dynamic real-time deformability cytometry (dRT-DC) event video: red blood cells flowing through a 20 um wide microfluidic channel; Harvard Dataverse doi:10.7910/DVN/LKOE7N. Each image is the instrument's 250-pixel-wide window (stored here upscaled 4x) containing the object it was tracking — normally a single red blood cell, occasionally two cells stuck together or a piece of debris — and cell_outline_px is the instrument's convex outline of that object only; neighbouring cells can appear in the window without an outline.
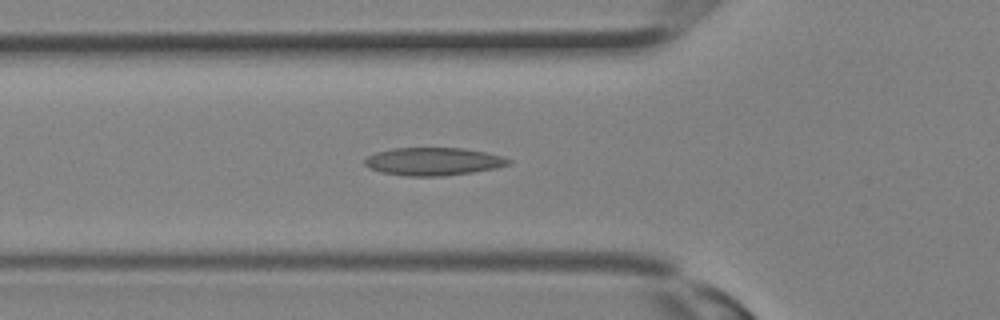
{"species": "Egyptian fruit bat (a non-hibernating species)", "species_latin": "Rousettus aegyptiacus", "temperature_condition": "room temperature", "stored_images_in_passage": 12, "camera_frame_rate_fps": 3000, "um_per_image_px": 0.085, "animal": {"sex": "female"}, "frame": {"image": 1, "passage_image": 4, "time_ms": 1.0, "image_size_px": [1000, 320], "cell_outline_px": [[512, 160], [508, 164], [496, 168], [472, 172], [444, 176], [408, 176], [380, 172], [368, 168], [364, 164], [364, 160], [368, 156], [376, 152], [392, 148], [464, 148], [488, 152]], "centroid_in_image_um": [36.81, 13.72], "position_along_channel_um": 89.0, "area_um2": 23.41}}
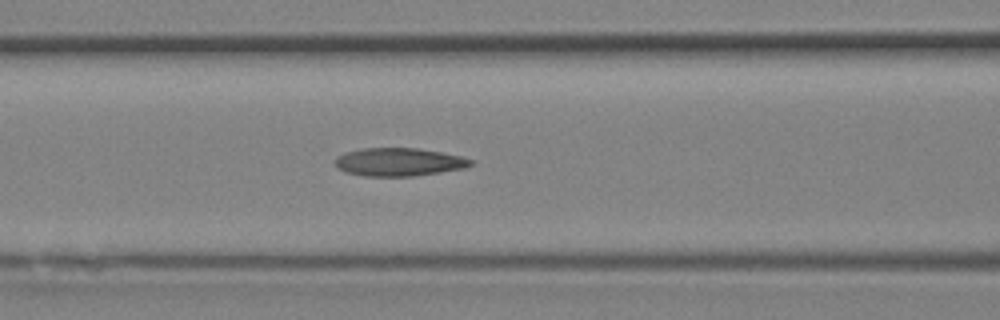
{"frame": {"image": 2, "passage_image": 6, "time_ms": 1.667, "image_size_px": [1000, 320], "cell_outline_px": [[476, 160], [472, 164], [464, 168], [440, 172], [412, 176], [364, 176], [348, 172], [336, 168], [332, 164], [332, 160], [336, 156], [344, 152], [360, 148], [420, 148], [464, 156]], "centroid_in_image_um": [33.88, 13.75], "position_along_channel_um": 132.7, "area_um2": 22.66}}
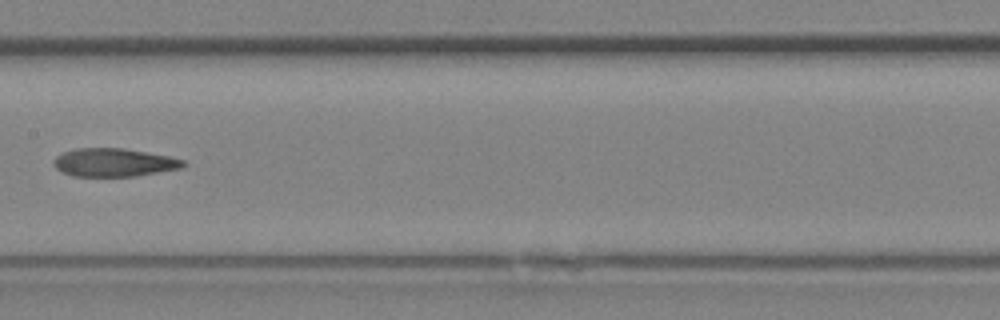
{"frame": {"image": 3, "passage_image": 9, "time_ms": 2.667, "image_size_px": [1000, 320], "cell_outline_px": [[188, 164], [184, 168], [136, 176], [72, 176], [60, 172], [52, 164], [52, 160], [56, 156], [64, 152], [76, 148], [124, 148], [168, 156], [184, 160]], "centroid_in_image_um": [9.68, 13.81], "position_along_channel_um": 197.7, "area_um2": 21.56}}